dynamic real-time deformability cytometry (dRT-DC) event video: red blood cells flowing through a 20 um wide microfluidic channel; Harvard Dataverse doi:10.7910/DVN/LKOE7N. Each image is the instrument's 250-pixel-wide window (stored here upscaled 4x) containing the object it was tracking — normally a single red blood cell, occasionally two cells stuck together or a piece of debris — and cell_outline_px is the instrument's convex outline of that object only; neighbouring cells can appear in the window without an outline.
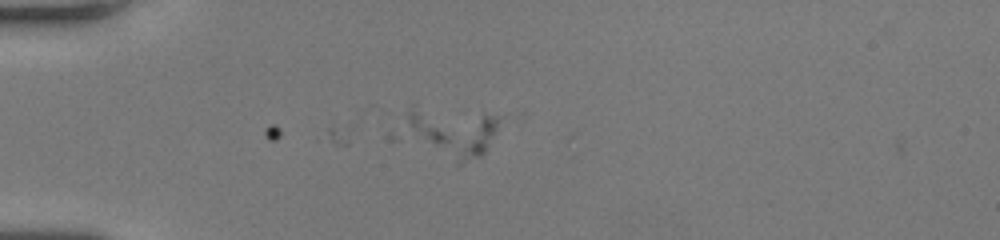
{"species": "human", "species_latin": "Homo sapiens", "temperature_condition": "room temperature", "stored_images_in_passage": 5, "camera_frame_rate_fps": 3000, "um_per_image_px": 0.085, "donor": {"sex": "female"}, "frame": {"image": 1, "passage_image": 1, "time_ms": 0.0, "image_size_px": [1000, 240], "cell_outline_px": [[496, 128], [484, 152], [480, 156], [460, 164], [456, 164], [412, 124], [408, 116], [412, 112], [416, 112], [496, 116]], "centroid_in_image_um": [38.8, 11.32], "position_along_channel_um": 46.2, "area_um2": 21.27}}